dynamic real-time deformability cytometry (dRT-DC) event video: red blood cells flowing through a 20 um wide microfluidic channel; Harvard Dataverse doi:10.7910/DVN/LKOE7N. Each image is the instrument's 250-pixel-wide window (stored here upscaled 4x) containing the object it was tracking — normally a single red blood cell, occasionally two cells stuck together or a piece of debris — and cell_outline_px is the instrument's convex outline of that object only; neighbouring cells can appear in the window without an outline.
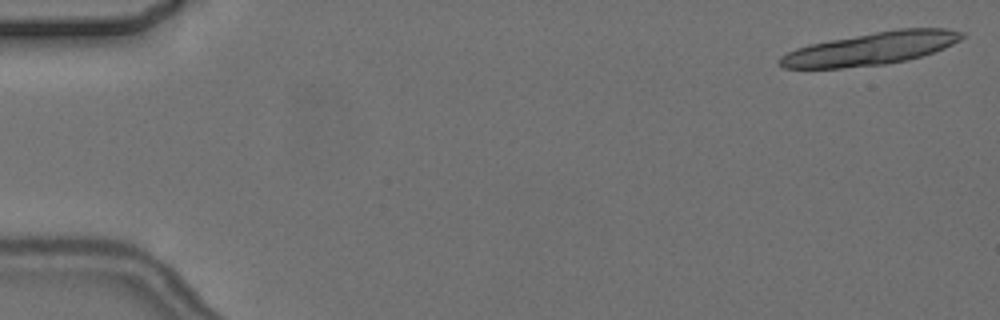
{"species": "common noctule bat (a hibernating species)", "species_latin": "Nyctalus noctula", "temperature_condition": "cold", "stored_images_in_passage": 5, "camera_frame_rate_fps": 3000, "um_per_image_px": 0.085, "animal": {"sex": "female", "body_mass_g": 24.6, "forearm_length_mm": 56.2}, "frame": {"image": 1, "passage_image": 1, "time_ms": 0.0, "image_size_px": [1000, 320], "cell_outline_px": [[968, 36], [944, 48], [908, 60], [884, 64], [840, 68], [784, 68], [776, 64], [776, 60], [780, 56], [796, 48], [808, 44], [896, 28], [948, 28], [964, 32]], "centroid_in_image_um": [74.03, 4.12], "position_along_channel_um": 11.0, "area_um2": 34.85}}